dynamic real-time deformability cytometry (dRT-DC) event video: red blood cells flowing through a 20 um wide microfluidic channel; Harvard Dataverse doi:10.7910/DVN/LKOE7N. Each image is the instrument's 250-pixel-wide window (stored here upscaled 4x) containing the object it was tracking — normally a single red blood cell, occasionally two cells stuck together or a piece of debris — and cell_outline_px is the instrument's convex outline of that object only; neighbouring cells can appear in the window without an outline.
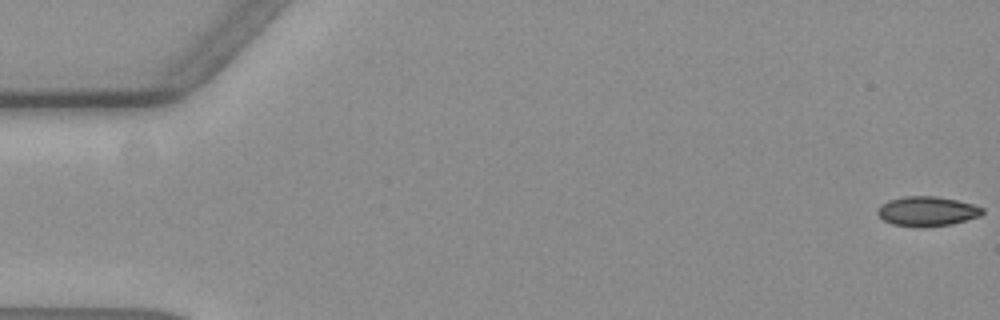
{"species": "common noctule bat (a hibernating species)", "species_latin": "Nyctalus noctula", "temperature_condition": "warm", "stored_images_in_passage": 21, "camera_frame_rate_fps": 3000, "um_per_image_px": 0.085, "animal": {"sex": "female", "body_mass_g": 19.3, "forearm_length_mm": 54.1}, "frame": {"image": 1, "passage_image": 1, "time_ms": 0.0, "image_size_px": [1000, 320], "cell_outline_px": [[984, 212], [980, 216], [952, 224], [892, 224], [884, 220], [876, 212], [880, 204], [888, 200], [904, 196], [936, 196], [956, 200], [972, 204], [984, 208]], "centroid_in_image_um": [78.81, 17.9], "position_along_channel_um": 6.2, "area_um2": 17.4}}
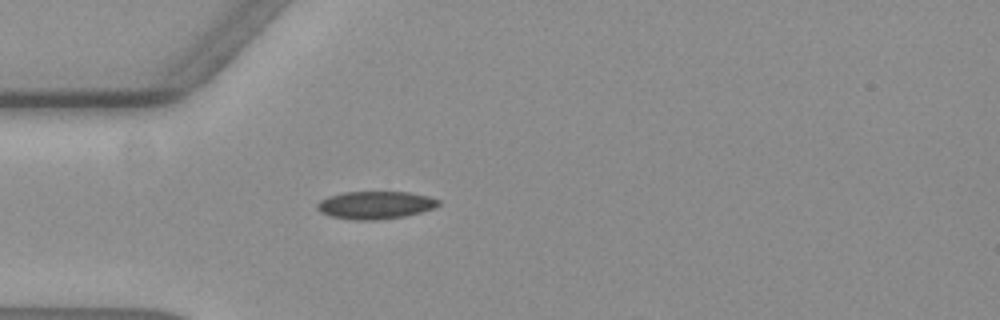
{"frame": {"image": 2, "passage_image": 17, "time_ms": 5.333, "image_size_px": [1000, 320], "cell_outline_px": [[440, 204], [432, 208], [420, 212], [404, 216], [372, 220], [356, 220], [332, 216], [320, 212], [316, 208], [316, 204], [320, 200], [328, 196], [344, 192], [412, 192], [428, 196], [440, 200]], "centroid_in_image_um": [31.89, 17.42], "position_along_channel_um": 53.1, "area_um2": 19.48}}